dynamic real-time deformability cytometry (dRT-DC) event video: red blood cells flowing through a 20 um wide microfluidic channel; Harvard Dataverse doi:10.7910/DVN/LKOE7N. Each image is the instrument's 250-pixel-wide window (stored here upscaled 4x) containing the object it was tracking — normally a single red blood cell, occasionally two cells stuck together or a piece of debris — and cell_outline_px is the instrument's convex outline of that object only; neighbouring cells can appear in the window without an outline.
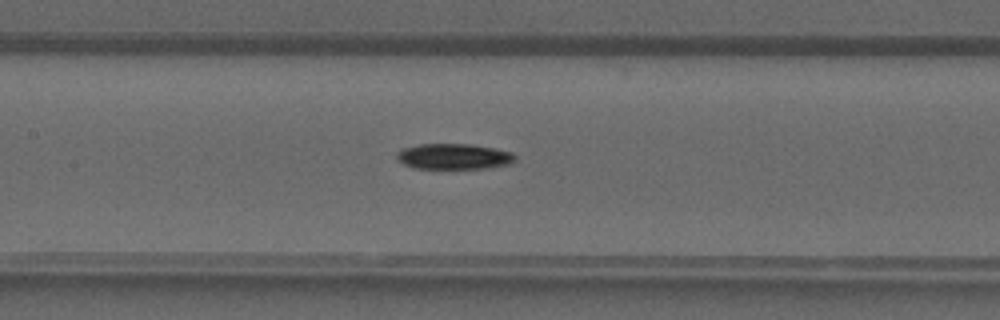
{"species": "common noctule bat (a hibernating species)", "species_latin": "Nyctalus noctula", "temperature_condition": "warm", "stored_images_in_passage": 40, "camera_frame_rate_fps": 3000, "um_per_image_px": 0.085, "animal": {"sex": "male", "forearm_length_mm": 52.5}, "frame": {"image": 1, "passage_image": 19, "time_ms": 6.0, "image_size_px": [1000, 320], "cell_outline_px": [[516, 156], [508, 164], [484, 168], [412, 168], [396, 160], [396, 152], [404, 148], [420, 144], [472, 144], [496, 148], [512, 152]], "centroid_in_image_um": [38.53, 13.29], "position_along_channel_um": 168.9, "area_um2": 17.63}}
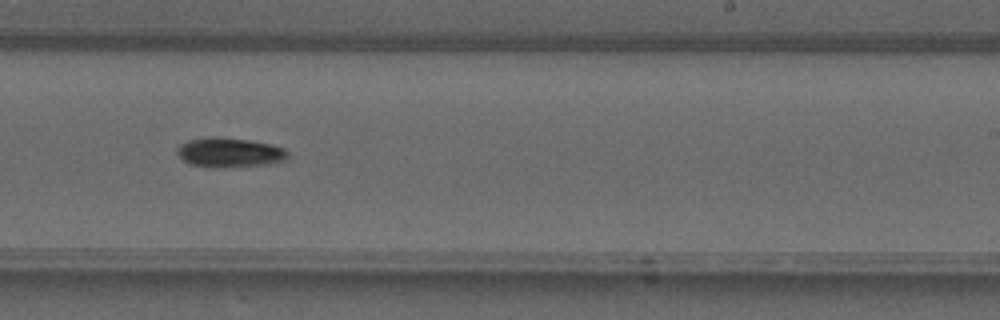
{"frame": {"image": 2, "passage_image": 25, "time_ms": 8.0, "image_size_px": [1000, 320], "cell_outline_px": [[288, 160], [264, 164], [224, 168], [208, 168], [192, 164], [184, 160], [176, 152], [176, 148], [180, 144], [188, 140], [208, 136], [220, 136], [248, 140], [268, 144], [284, 148], [288, 152]], "centroid_in_image_um": [19.48, 12.96], "position_along_channel_um": 269.5, "area_um2": 19.25}}
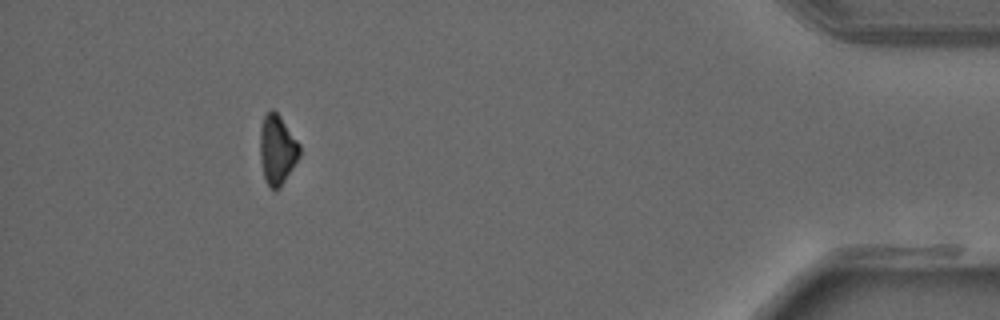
{"frame": {"image": 3, "passage_image": 37, "time_ms": 12.0, "image_size_px": [1000, 320], "cell_outline_px": [[300, 156], [280, 188], [268, 188], [264, 180], [260, 160], [260, 128], [264, 112], [272, 108], [280, 116], [300, 144]], "centroid_in_image_um": [23.54, 12.71], "position_along_channel_um": 411.7, "area_um2": 16.3}}